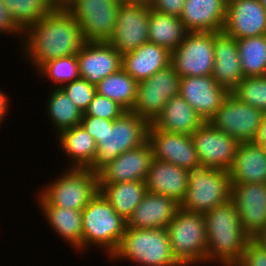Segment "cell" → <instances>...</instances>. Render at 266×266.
Segmentation results:
<instances>
[{
	"label": "cell",
	"instance_id": "obj_28",
	"mask_svg": "<svg viewBox=\"0 0 266 266\" xmlns=\"http://www.w3.org/2000/svg\"><path fill=\"white\" fill-rule=\"evenodd\" d=\"M99 191L124 220L132 215L147 193L145 181L99 183Z\"/></svg>",
	"mask_w": 266,
	"mask_h": 266
},
{
	"label": "cell",
	"instance_id": "obj_24",
	"mask_svg": "<svg viewBox=\"0 0 266 266\" xmlns=\"http://www.w3.org/2000/svg\"><path fill=\"white\" fill-rule=\"evenodd\" d=\"M227 0H186L179 18L188 32H222Z\"/></svg>",
	"mask_w": 266,
	"mask_h": 266
},
{
	"label": "cell",
	"instance_id": "obj_2",
	"mask_svg": "<svg viewBox=\"0 0 266 266\" xmlns=\"http://www.w3.org/2000/svg\"><path fill=\"white\" fill-rule=\"evenodd\" d=\"M206 223V263L219 261L223 266H236L250 240L242 229L235 202L230 198L203 214Z\"/></svg>",
	"mask_w": 266,
	"mask_h": 266
},
{
	"label": "cell",
	"instance_id": "obj_37",
	"mask_svg": "<svg viewBox=\"0 0 266 266\" xmlns=\"http://www.w3.org/2000/svg\"><path fill=\"white\" fill-rule=\"evenodd\" d=\"M38 70L39 74H43L42 76L49 77L56 82L59 85L56 88H61L66 82L69 83L80 78L76 55L51 60Z\"/></svg>",
	"mask_w": 266,
	"mask_h": 266
},
{
	"label": "cell",
	"instance_id": "obj_27",
	"mask_svg": "<svg viewBox=\"0 0 266 266\" xmlns=\"http://www.w3.org/2000/svg\"><path fill=\"white\" fill-rule=\"evenodd\" d=\"M203 123L191 105L178 94L166 102L161 114L151 125L170 133L192 135Z\"/></svg>",
	"mask_w": 266,
	"mask_h": 266
},
{
	"label": "cell",
	"instance_id": "obj_36",
	"mask_svg": "<svg viewBox=\"0 0 266 266\" xmlns=\"http://www.w3.org/2000/svg\"><path fill=\"white\" fill-rule=\"evenodd\" d=\"M231 93L245 104L266 113V76L244 77Z\"/></svg>",
	"mask_w": 266,
	"mask_h": 266
},
{
	"label": "cell",
	"instance_id": "obj_43",
	"mask_svg": "<svg viewBox=\"0 0 266 266\" xmlns=\"http://www.w3.org/2000/svg\"><path fill=\"white\" fill-rule=\"evenodd\" d=\"M0 32L23 34V32L12 21L5 4L0 0Z\"/></svg>",
	"mask_w": 266,
	"mask_h": 266
},
{
	"label": "cell",
	"instance_id": "obj_44",
	"mask_svg": "<svg viewBox=\"0 0 266 266\" xmlns=\"http://www.w3.org/2000/svg\"><path fill=\"white\" fill-rule=\"evenodd\" d=\"M264 151H266V113H264L259 133L255 141Z\"/></svg>",
	"mask_w": 266,
	"mask_h": 266
},
{
	"label": "cell",
	"instance_id": "obj_41",
	"mask_svg": "<svg viewBox=\"0 0 266 266\" xmlns=\"http://www.w3.org/2000/svg\"><path fill=\"white\" fill-rule=\"evenodd\" d=\"M80 125L89 133L97 143L107 132L108 126H113V120L95 116H82Z\"/></svg>",
	"mask_w": 266,
	"mask_h": 266
},
{
	"label": "cell",
	"instance_id": "obj_16",
	"mask_svg": "<svg viewBox=\"0 0 266 266\" xmlns=\"http://www.w3.org/2000/svg\"><path fill=\"white\" fill-rule=\"evenodd\" d=\"M148 141L153 151V159L174 164L188 171L201 167L191 135L158 130L150 124Z\"/></svg>",
	"mask_w": 266,
	"mask_h": 266
},
{
	"label": "cell",
	"instance_id": "obj_6",
	"mask_svg": "<svg viewBox=\"0 0 266 266\" xmlns=\"http://www.w3.org/2000/svg\"><path fill=\"white\" fill-rule=\"evenodd\" d=\"M166 230L172 253L182 266L206 262L207 236L203 214L180 207Z\"/></svg>",
	"mask_w": 266,
	"mask_h": 266
},
{
	"label": "cell",
	"instance_id": "obj_25",
	"mask_svg": "<svg viewBox=\"0 0 266 266\" xmlns=\"http://www.w3.org/2000/svg\"><path fill=\"white\" fill-rule=\"evenodd\" d=\"M171 52L154 43H144L136 50L122 55V68L140 82L170 65Z\"/></svg>",
	"mask_w": 266,
	"mask_h": 266
},
{
	"label": "cell",
	"instance_id": "obj_29",
	"mask_svg": "<svg viewBox=\"0 0 266 266\" xmlns=\"http://www.w3.org/2000/svg\"><path fill=\"white\" fill-rule=\"evenodd\" d=\"M58 138L62 150L74 162L72 168L91 167L96 158L97 144L81 125L61 131Z\"/></svg>",
	"mask_w": 266,
	"mask_h": 266
},
{
	"label": "cell",
	"instance_id": "obj_21",
	"mask_svg": "<svg viewBox=\"0 0 266 266\" xmlns=\"http://www.w3.org/2000/svg\"><path fill=\"white\" fill-rule=\"evenodd\" d=\"M180 204L168 196L147 192L126 221L133 229H166L174 219Z\"/></svg>",
	"mask_w": 266,
	"mask_h": 266
},
{
	"label": "cell",
	"instance_id": "obj_40",
	"mask_svg": "<svg viewBox=\"0 0 266 266\" xmlns=\"http://www.w3.org/2000/svg\"><path fill=\"white\" fill-rule=\"evenodd\" d=\"M236 266H266V248L256 239H250Z\"/></svg>",
	"mask_w": 266,
	"mask_h": 266
},
{
	"label": "cell",
	"instance_id": "obj_9",
	"mask_svg": "<svg viewBox=\"0 0 266 266\" xmlns=\"http://www.w3.org/2000/svg\"><path fill=\"white\" fill-rule=\"evenodd\" d=\"M119 0H72L65 8L78 22L87 42H107L117 22Z\"/></svg>",
	"mask_w": 266,
	"mask_h": 266
},
{
	"label": "cell",
	"instance_id": "obj_45",
	"mask_svg": "<svg viewBox=\"0 0 266 266\" xmlns=\"http://www.w3.org/2000/svg\"><path fill=\"white\" fill-rule=\"evenodd\" d=\"M0 90V123L4 120L5 114L8 113L9 100L8 96Z\"/></svg>",
	"mask_w": 266,
	"mask_h": 266
},
{
	"label": "cell",
	"instance_id": "obj_11",
	"mask_svg": "<svg viewBox=\"0 0 266 266\" xmlns=\"http://www.w3.org/2000/svg\"><path fill=\"white\" fill-rule=\"evenodd\" d=\"M170 64L180 77L212 75L214 32H188L171 52Z\"/></svg>",
	"mask_w": 266,
	"mask_h": 266
},
{
	"label": "cell",
	"instance_id": "obj_48",
	"mask_svg": "<svg viewBox=\"0 0 266 266\" xmlns=\"http://www.w3.org/2000/svg\"><path fill=\"white\" fill-rule=\"evenodd\" d=\"M256 240L266 248V229Z\"/></svg>",
	"mask_w": 266,
	"mask_h": 266
},
{
	"label": "cell",
	"instance_id": "obj_47",
	"mask_svg": "<svg viewBox=\"0 0 266 266\" xmlns=\"http://www.w3.org/2000/svg\"><path fill=\"white\" fill-rule=\"evenodd\" d=\"M121 4L150 5L152 0H119Z\"/></svg>",
	"mask_w": 266,
	"mask_h": 266
},
{
	"label": "cell",
	"instance_id": "obj_1",
	"mask_svg": "<svg viewBox=\"0 0 266 266\" xmlns=\"http://www.w3.org/2000/svg\"><path fill=\"white\" fill-rule=\"evenodd\" d=\"M23 33H27L23 51L27 52L36 71L51 60L77 55L86 42L78 22L64 7L53 8Z\"/></svg>",
	"mask_w": 266,
	"mask_h": 266
},
{
	"label": "cell",
	"instance_id": "obj_38",
	"mask_svg": "<svg viewBox=\"0 0 266 266\" xmlns=\"http://www.w3.org/2000/svg\"><path fill=\"white\" fill-rule=\"evenodd\" d=\"M61 89L69 99L84 113L96 94V87L83 78L64 84Z\"/></svg>",
	"mask_w": 266,
	"mask_h": 266
},
{
	"label": "cell",
	"instance_id": "obj_17",
	"mask_svg": "<svg viewBox=\"0 0 266 266\" xmlns=\"http://www.w3.org/2000/svg\"><path fill=\"white\" fill-rule=\"evenodd\" d=\"M229 91L209 76L180 78L179 95L187 101L204 122H209L222 105Z\"/></svg>",
	"mask_w": 266,
	"mask_h": 266
},
{
	"label": "cell",
	"instance_id": "obj_35",
	"mask_svg": "<svg viewBox=\"0 0 266 266\" xmlns=\"http://www.w3.org/2000/svg\"><path fill=\"white\" fill-rule=\"evenodd\" d=\"M14 24L24 32L44 18L54 7L48 0H1Z\"/></svg>",
	"mask_w": 266,
	"mask_h": 266
},
{
	"label": "cell",
	"instance_id": "obj_33",
	"mask_svg": "<svg viewBox=\"0 0 266 266\" xmlns=\"http://www.w3.org/2000/svg\"><path fill=\"white\" fill-rule=\"evenodd\" d=\"M244 77L266 76V35L236 39Z\"/></svg>",
	"mask_w": 266,
	"mask_h": 266
},
{
	"label": "cell",
	"instance_id": "obj_4",
	"mask_svg": "<svg viewBox=\"0 0 266 266\" xmlns=\"http://www.w3.org/2000/svg\"><path fill=\"white\" fill-rule=\"evenodd\" d=\"M82 248L97 245L108 256L118 249L126 228V220L115 212L100 191L82 210ZM91 243V244H90Z\"/></svg>",
	"mask_w": 266,
	"mask_h": 266
},
{
	"label": "cell",
	"instance_id": "obj_8",
	"mask_svg": "<svg viewBox=\"0 0 266 266\" xmlns=\"http://www.w3.org/2000/svg\"><path fill=\"white\" fill-rule=\"evenodd\" d=\"M231 198V181L227 170L199 167L189 171L187 193L180 204L183 210L204 214Z\"/></svg>",
	"mask_w": 266,
	"mask_h": 266
},
{
	"label": "cell",
	"instance_id": "obj_7",
	"mask_svg": "<svg viewBox=\"0 0 266 266\" xmlns=\"http://www.w3.org/2000/svg\"><path fill=\"white\" fill-rule=\"evenodd\" d=\"M43 189L37 201L60 208L83 210L99 191L98 174L71 168Z\"/></svg>",
	"mask_w": 266,
	"mask_h": 266
},
{
	"label": "cell",
	"instance_id": "obj_39",
	"mask_svg": "<svg viewBox=\"0 0 266 266\" xmlns=\"http://www.w3.org/2000/svg\"><path fill=\"white\" fill-rule=\"evenodd\" d=\"M126 110L113 100L95 94L83 116H95L107 120H115L120 117Z\"/></svg>",
	"mask_w": 266,
	"mask_h": 266
},
{
	"label": "cell",
	"instance_id": "obj_5",
	"mask_svg": "<svg viewBox=\"0 0 266 266\" xmlns=\"http://www.w3.org/2000/svg\"><path fill=\"white\" fill-rule=\"evenodd\" d=\"M149 125L132 111L113 120V126H108L106 134L96 143V158L89 170L98 174L120 154L144 144L148 140Z\"/></svg>",
	"mask_w": 266,
	"mask_h": 266
},
{
	"label": "cell",
	"instance_id": "obj_34",
	"mask_svg": "<svg viewBox=\"0 0 266 266\" xmlns=\"http://www.w3.org/2000/svg\"><path fill=\"white\" fill-rule=\"evenodd\" d=\"M47 111L51 122L58 133L63 130L80 125L83 112L69 99L67 94L61 88L52 90Z\"/></svg>",
	"mask_w": 266,
	"mask_h": 266
},
{
	"label": "cell",
	"instance_id": "obj_13",
	"mask_svg": "<svg viewBox=\"0 0 266 266\" xmlns=\"http://www.w3.org/2000/svg\"><path fill=\"white\" fill-rule=\"evenodd\" d=\"M231 199L243 231L258 238L266 229V183H231Z\"/></svg>",
	"mask_w": 266,
	"mask_h": 266
},
{
	"label": "cell",
	"instance_id": "obj_32",
	"mask_svg": "<svg viewBox=\"0 0 266 266\" xmlns=\"http://www.w3.org/2000/svg\"><path fill=\"white\" fill-rule=\"evenodd\" d=\"M96 93L105 96L131 111L137 98L138 82L123 68L103 78L96 86Z\"/></svg>",
	"mask_w": 266,
	"mask_h": 266
},
{
	"label": "cell",
	"instance_id": "obj_12",
	"mask_svg": "<svg viewBox=\"0 0 266 266\" xmlns=\"http://www.w3.org/2000/svg\"><path fill=\"white\" fill-rule=\"evenodd\" d=\"M263 115L261 110L245 104L229 92L209 122L239 142H255Z\"/></svg>",
	"mask_w": 266,
	"mask_h": 266
},
{
	"label": "cell",
	"instance_id": "obj_26",
	"mask_svg": "<svg viewBox=\"0 0 266 266\" xmlns=\"http://www.w3.org/2000/svg\"><path fill=\"white\" fill-rule=\"evenodd\" d=\"M228 173L231 183H266V151L256 142H240Z\"/></svg>",
	"mask_w": 266,
	"mask_h": 266
},
{
	"label": "cell",
	"instance_id": "obj_10",
	"mask_svg": "<svg viewBox=\"0 0 266 266\" xmlns=\"http://www.w3.org/2000/svg\"><path fill=\"white\" fill-rule=\"evenodd\" d=\"M180 78L170 64L152 77L138 82L137 98L131 111L152 124L166 102L180 93Z\"/></svg>",
	"mask_w": 266,
	"mask_h": 266
},
{
	"label": "cell",
	"instance_id": "obj_23",
	"mask_svg": "<svg viewBox=\"0 0 266 266\" xmlns=\"http://www.w3.org/2000/svg\"><path fill=\"white\" fill-rule=\"evenodd\" d=\"M189 171L174 164L153 159L146 177L147 192L168 196L181 204L186 196Z\"/></svg>",
	"mask_w": 266,
	"mask_h": 266
},
{
	"label": "cell",
	"instance_id": "obj_20",
	"mask_svg": "<svg viewBox=\"0 0 266 266\" xmlns=\"http://www.w3.org/2000/svg\"><path fill=\"white\" fill-rule=\"evenodd\" d=\"M80 78L97 85L122 68V55L107 42H85L77 53Z\"/></svg>",
	"mask_w": 266,
	"mask_h": 266
},
{
	"label": "cell",
	"instance_id": "obj_18",
	"mask_svg": "<svg viewBox=\"0 0 266 266\" xmlns=\"http://www.w3.org/2000/svg\"><path fill=\"white\" fill-rule=\"evenodd\" d=\"M222 32L235 39L266 35V9L259 0H227Z\"/></svg>",
	"mask_w": 266,
	"mask_h": 266
},
{
	"label": "cell",
	"instance_id": "obj_22",
	"mask_svg": "<svg viewBox=\"0 0 266 266\" xmlns=\"http://www.w3.org/2000/svg\"><path fill=\"white\" fill-rule=\"evenodd\" d=\"M211 76L229 92L244 78L237 41L224 32H214V67Z\"/></svg>",
	"mask_w": 266,
	"mask_h": 266
},
{
	"label": "cell",
	"instance_id": "obj_14",
	"mask_svg": "<svg viewBox=\"0 0 266 266\" xmlns=\"http://www.w3.org/2000/svg\"><path fill=\"white\" fill-rule=\"evenodd\" d=\"M150 5L121 4L107 43L123 55L148 42Z\"/></svg>",
	"mask_w": 266,
	"mask_h": 266
},
{
	"label": "cell",
	"instance_id": "obj_31",
	"mask_svg": "<svg viewBox=\"0 0 266 266\" xmlns=\"http://www.w3.org/2000/svg\"><path fill=\"white\" fill-rule=\"evenodd\" d=\"M42 212L54 231L60 234L62 239L82 250V210L60 208L50 204H39Z\"/></svg>",
	"mask_w": 266,
	"mask_h": 266
},
{
	"label": "cell",
	"instance_id": "obj_42",
	"mask_svg": "<svg viewBox=\"0 0 266 266\" xmlns=\"http://www.w3.org/2000/svg\"><path fill=\"white\" fill-rule=\"evenodd\" d=\"M186 0H152L151 9L159 13L179 17Z\"/></svg>",
	"mask_w": 266,
	"mask_h": 266
},
{
	"label": "cell",
	"instance_id": "obj_46",
	"mask_svg": "<svg viewBox=\"0 0 266 266\" xmlns=\"http://www.w3.org/2000/svg\"><path fill=\"white\" fill-rule=\"evenodd\" d=\"M54 8H65L72 0H48Z\"/></svg>",
	"mask_w": 266,
	"mask_h": 266
},
{
	"label": "cell",
	"instance_id": "obj_15",
	"mask_svg": "<svg viewBox=\"0 0 266 266\" xmlns=\"http://www.w3.org/2000/svg\"><path fill=\"white\" fill-rule=\"evenodd\" d=\"M201 167L229 170L232 166L239 141L217 130L210 122H204L192 133Z\"/></svg>",
	"mask_w": 266,
	"mask_h": 266
},
{
	"label": "cell",
	"instance_id": "obj_3",
	"mask_svg": "<svg viewBox=\"0 0 266 266\" xmlns=\"http://www.w3.org/2000/svg\"><path fill=\"white\" fill-rule=\"evenodd\" d=\"M128 259L142 266H182L174 257L166 229L126 227L110 259Z\"/></svg>",
	"mask_w": 266,
	"mask_h": 266
},
{
	"label": "cell",
	"instance_id": "obj_30",
	"mask_svg": "<svg viewBox=\"0 0 266 266\" xmlns=\"http://www.w3.org/2000/svg\"><path fill=\"white\" fill-rule=\"evenodd\" d=\"M187 33L179 17L150 10L148 42L172 52L184 41Z\"/></svg>",
	"mask_w": 266,
	"mask_h": 266
},
{
	"label": "cell",
	"instance_id": "obj_19",
	"mask_svg": "<svg viewBox=\"0 0 266 266\" xmlns=\"http://www.w3.org/2000/svg\"><path fill=\"white\" fill-rule=\"evenodd\" d=\"M153 160V151L149 141L128 150L98 173V183H120L127 181H145Z\"/></svg>",
	"mask_w": 266,
	"mask_h": 266
},
{
	"label": "cell",
	"instance_id": "obj_49",
	"mask_svg": "<svg viewBox=\"0 0 266 266\" xmlns=\"http://www.w3.org/2000/svg\"><path fill=\"white\" fill-rule=\"evenodd\" d=\"M259 2L266 9V0H259Z\"/></svg>",
	"mask_w": 266,
	"mask_h": 266
}]
</instances>
